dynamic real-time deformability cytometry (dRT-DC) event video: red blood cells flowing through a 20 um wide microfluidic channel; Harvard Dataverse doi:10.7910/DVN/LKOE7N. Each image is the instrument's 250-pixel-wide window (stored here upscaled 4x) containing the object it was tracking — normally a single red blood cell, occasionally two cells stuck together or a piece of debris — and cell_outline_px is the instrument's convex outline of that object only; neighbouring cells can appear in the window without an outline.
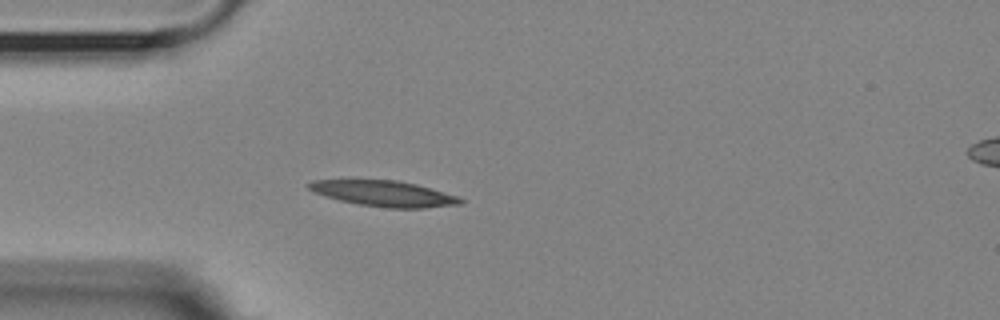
{"species": "Egyptian fruit bat (a non-hibernating species)", "species_latin": "Rousettus aegyptiacus", "temperature_condition": "room temperature", "stored_images_in_passage": 10, "camera_frame_rate_fps": 3000, "um_per_image_px": 0.085, "animal": {"sex": "female"}, "frame": {"image": 1, "passage_image": 6, "time_ms": 1.667, "image_size_px": [1000, 320], "cell_outline_px": [[464, 200], [460, 204], [424, 208], [388, 208], [360, 204], [340, 200], [316, 192], [308, 188], [308, 184], [312, 180], [396, 180], [416, 184], [460, 196]], "centroid_in_image_um": [32.71, 16.45], "position_along_channel_um": 52.3, "area_um2": 22.43}}